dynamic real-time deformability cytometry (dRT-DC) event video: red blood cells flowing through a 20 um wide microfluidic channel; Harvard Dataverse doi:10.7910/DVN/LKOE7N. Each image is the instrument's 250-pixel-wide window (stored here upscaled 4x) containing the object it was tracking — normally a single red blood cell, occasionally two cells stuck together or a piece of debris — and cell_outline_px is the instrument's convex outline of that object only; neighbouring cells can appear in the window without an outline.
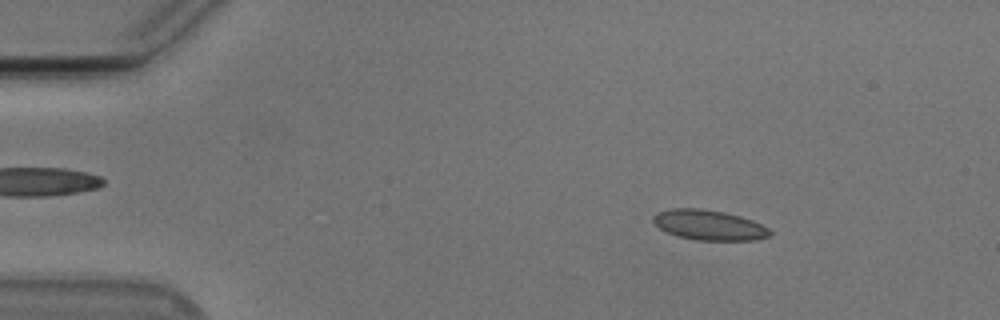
{"species": "Egyptian fruit bat (a non-hibernating species)", "species_latin": "Rousettus aegyptiacus", "temperature_condition": "cold", "stored_images_in_passage": 54, "camera_frame_rate_fps": 3000, "um_per_image_px": 0.085, "animal": {"sex": "male"}, "frame": {"image": 1, "passage_image": 8, "time_ms": 2.333, "image_size_px": [1000, 320], "cell_outline_px": [[772, 236], [756, 240], [696, 240], [676, 236], [660, 228], [652, 220], [652, 216], [660, 212], [672, 208], [700, 208], [724, 212], [740, 216], [752, 220], [768, 228], [772, 232]], "centroid_in_image_um": [60.29, 19.13], "position_along_channel_um": 24.7, "area_um2": 20.46}}
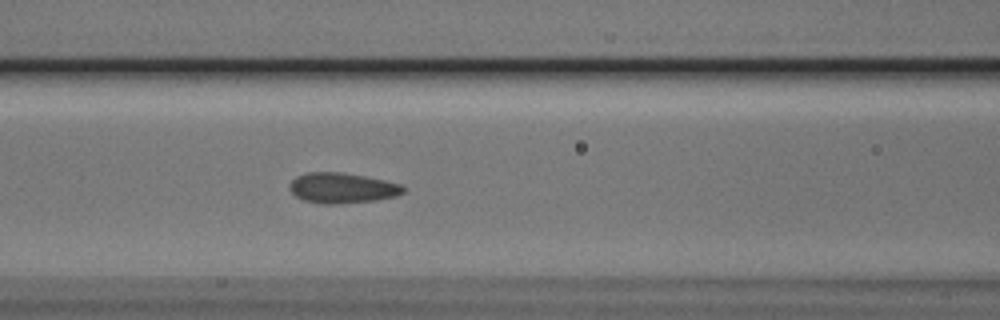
{"frame": {"image": 2, "passage_image": 23, "time_ms": 7.333, "image_size_px": [1000, 320], "cell_outline_px": [[408, 188], [404, 192], [396, 196], [376, 200], [340, 204], [320, 204], [304, 200], [296, 196], [288, 188], [288, 184], [296, 176], [304, 172], [344, 172], [404, 184]], "centroid_in_image_um": [29.1, 15.97], "position_along_channel_um": 137.5, "area_um2": 20.52}}
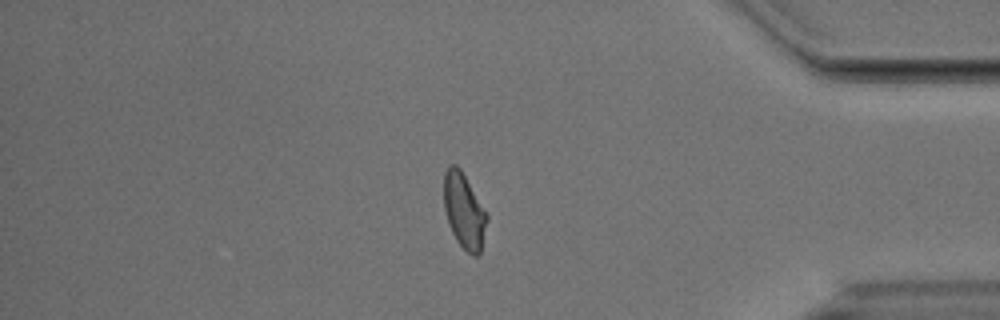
{"frame": {"image": 3, "passage_image": 46, "time_ms": 15.0, "image_size_px": [1000, 320], "cell_outline_px": [[488, 220], [480, 256], [472, 256], [456, 240], [452, 232], [444, 208], [444, 172], [448, 164], [456, 164], [460, 168], [488, 212]], "centroid_in_image_um": [39.48, 17.91], "position_along_channel_um": 395.7, "area_um2": 19.19}, "authors_computed_cell_mechanics": {"area_um2": 19.7965, "velocity_mm_per_s": 3.7515, "shape_relaxation_time_tau1_ms": 4.6683, "shape_relaxation_time_tau2_ms": 0.973, "deformation_change_tau1": 0.1142, "deformation_change_tau2": 0.0528}}